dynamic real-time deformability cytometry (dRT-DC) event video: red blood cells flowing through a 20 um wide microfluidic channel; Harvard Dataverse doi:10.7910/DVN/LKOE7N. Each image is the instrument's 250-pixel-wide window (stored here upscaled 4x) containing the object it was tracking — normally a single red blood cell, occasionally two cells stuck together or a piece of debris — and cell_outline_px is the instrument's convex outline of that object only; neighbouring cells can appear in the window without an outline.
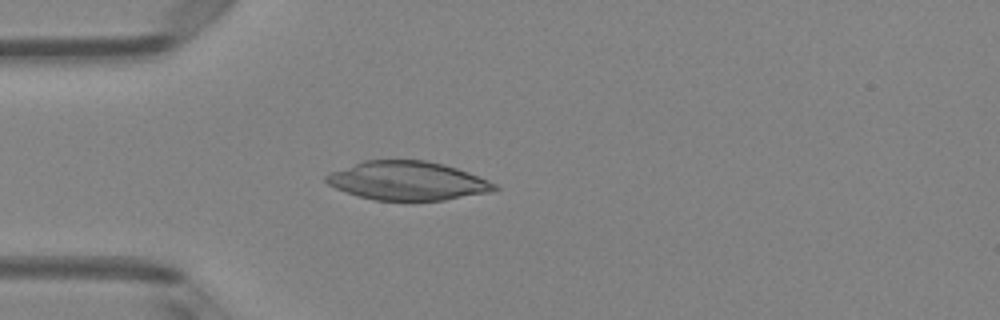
{"species": "Egyptian fruit bat (a non-hibernating species)", "species_latin": "Rousettus aegyptiacus", "temperature_condition": "room temperature", "stored_images_in_passage": 36, "camera_frame_rate_fps": 3000, "um_per_image_px": 0.085, "animal": {"sex": "female"}, "frame": {"image": 1, "passage_image": 1, "time_ms": 0.0, "image_size_px": [1000, 320], "cell_outline_px": [[500, 188], [492, 192], [444, 200], [376, 200], [356, 196], [336, 188], [328, 184], [324, 180], [324, 176], [332, 172], [364, 160], [424, 160], [444, 164], [468, 172], [488, 180], [496, 184]], "centroid_in_image_um": [34.65, 15.37], "position_along_channel_um": 50.3, "area_um2": 37.92}}
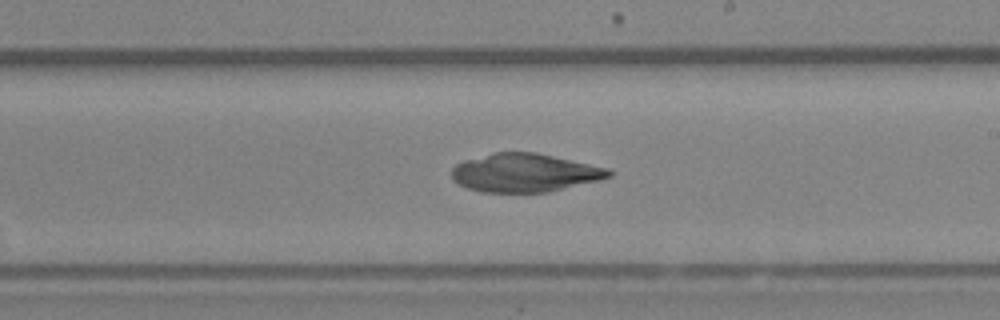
{"frame": {"image": 2, "passage_image": 16, "time_ms": 5.0, "image_size_px": [1000, 320], "cell_outline_px": [[612, 176], [600, 180], [548, 192], [480, 192], [468, 188], [452, 180], [452, 168], [456, 164], [464, 160], [496, 152], [536, 152], [608, 168], [612, 172]], "centroid_in_image_um": [44.6, 14.69], "position_along_channel_um": 244.4, "area_um2": 35.08}}
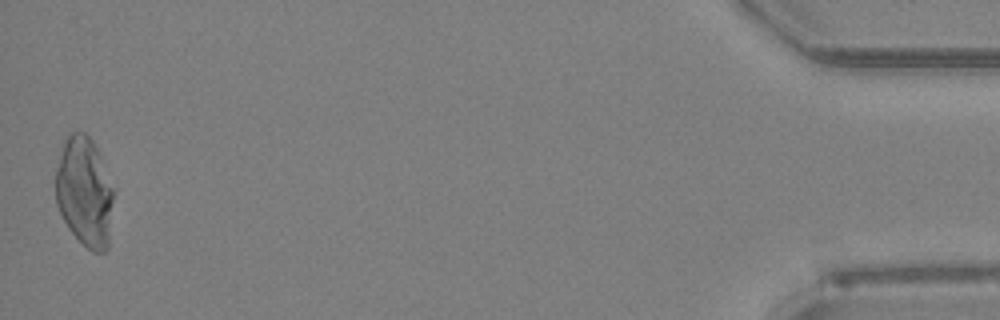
{"frame": {"image": 3, "passage_image": 36, "time_ms": 11.667, "image_size_px": [1000, 320], "cell_outline_px": [[112, 200], [108, 248], [104, 252], [92, 252], [68, 228], [56, 204], [56, 168], [64, 140], [72, 132], [84, 132], [92, 140], [100, 156], [112, 188]], "centroid_in_image_um": [7.16, 16.31], "position_along_channel_um": 428.0, "area_um2": 36.36}}